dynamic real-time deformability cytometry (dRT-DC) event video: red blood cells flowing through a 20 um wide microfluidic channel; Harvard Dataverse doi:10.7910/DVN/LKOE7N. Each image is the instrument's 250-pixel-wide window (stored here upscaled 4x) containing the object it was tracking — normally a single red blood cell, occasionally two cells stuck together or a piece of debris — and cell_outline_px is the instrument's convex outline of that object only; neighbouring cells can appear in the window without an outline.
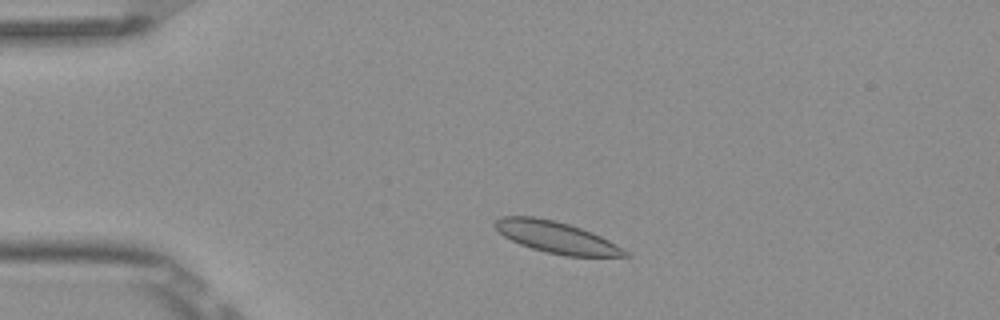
{"species": "Egyptian fruit bat (a non-hibernating species)", "species_latin": "Rousettus aegyptiacus", "temperature_condition": "room temperature", "stored_images_in_passage": 3, "camera_frame_rate_fps": 3000, "um_per_image_px": 0.085, "frame": {"image": 1, "passage_image": 2, "time_ms": 0.333, "image_size_px": [1000, 320], "cell_outline_px": [[632, 256], [568, 256], [548, 252], [532, 248], [520, 244], [504, 236], [492, 224], [500, 216], [536, 216], [568, 224], [592, 232], [616, 244], [628, 252]], "centroid_in_image_um": [47.27, 20.16], "position_along_channel_um": 37.7, "area_um2": 23.58}}